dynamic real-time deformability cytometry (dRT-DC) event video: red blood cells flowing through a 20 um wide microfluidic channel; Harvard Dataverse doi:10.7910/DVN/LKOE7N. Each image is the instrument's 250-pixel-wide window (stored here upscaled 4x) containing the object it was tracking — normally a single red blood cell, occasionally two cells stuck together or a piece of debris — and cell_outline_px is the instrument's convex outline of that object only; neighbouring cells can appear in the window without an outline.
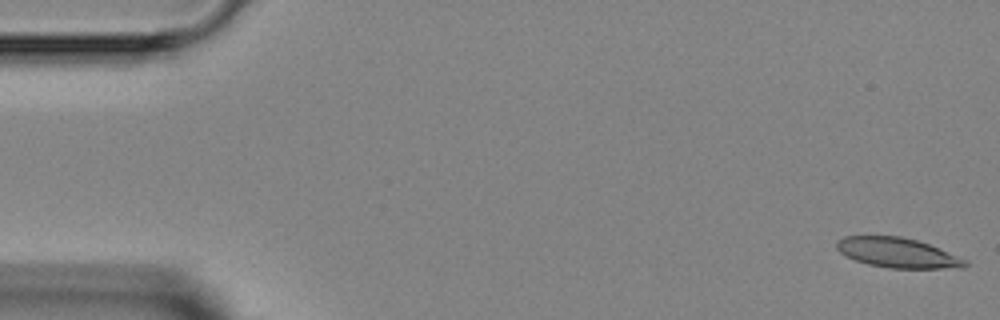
{"species": "Egyptian fruit bat (a non-hibernating species)", "species_latin": "Rousettus aegyptiacus", "temperature_condition": "room temperature", "stored_images_in_passage": 4, "camera_frame_rate_fps": 3000, "um_per_image_px": 0.085, "animal": {"sex": "female"}, "frame": {"image": 1, "passage_image": 1, "time_ms": 0.0, "image_size_px": [1000, 320], "cell_outline_px": [[968, 264], [964, 268], [888, 268], [868, 264], [856, 260], [840, 252], [836, 248], [836, 240], [844, 236], [900, 236], [916, 240], [928, 244], [968, 260]], "centroid_in_image_um": [76.29, 21.48], "position_along_channel_um": 8.7, "area_um2": 22.25}}
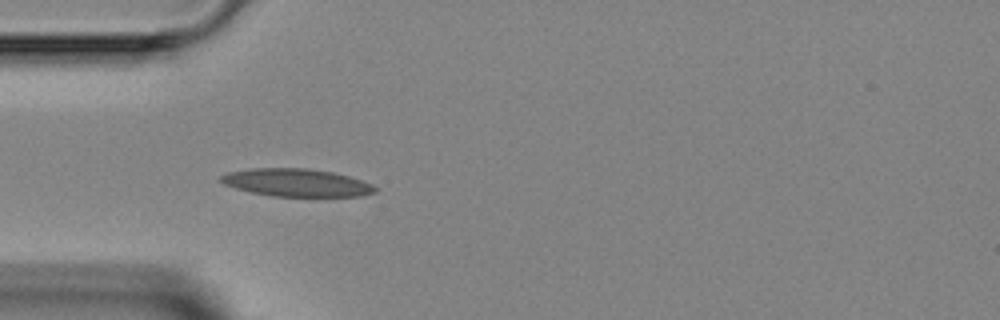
{"frame": {"image": 2, "passage_image": 4, "time_ms": 4.333, "image_size_px": [1000, 320], "cell_outline_px": [[376, 192], [360, 196], [272, 196], [252, 192], [236, 188], [224, 184], [220, 180], [220, 176], [228, 172], [252, 168], [308, 168], [332, 172], [348, 176], [372, 184], [376, 188]], "centroid_in_image_um": [25.19, 15.52], "position_along_channel_um": 59.8, "area_um2": 24.74}}